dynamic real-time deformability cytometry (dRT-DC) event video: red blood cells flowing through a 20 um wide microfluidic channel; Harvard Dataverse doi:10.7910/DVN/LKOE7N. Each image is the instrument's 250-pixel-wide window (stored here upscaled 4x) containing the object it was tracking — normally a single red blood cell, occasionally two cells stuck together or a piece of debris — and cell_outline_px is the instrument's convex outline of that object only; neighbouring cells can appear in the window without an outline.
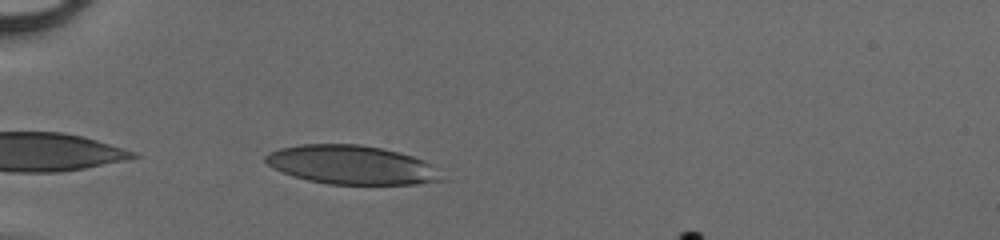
{"species": "human", "species_latin": "Homo sapiens", "temperature_condition": "cold", "stored_images_in_passage": 30, "camera_frame_rate_fps": 3000, "um_per_image_px": 0.085, "donor": {"sex": "male"}, "frame": {"image": 1, "passage_image": 2, "time_ms": 0.333, "image_size_px": [1000, 240], "cell_outline_px": [[444, 180], [416, 184], [328, 184], [308, 180], [292, 176], [272, 168], [264, 160], [264, 156], [280, 148], [300, 144], [360, 144], [380, 148], [412, 156], [428, 164]], "centroid_in_image_um": [29.79, 14.01], "position_along_channel_um": 55.2, "area_um2": 39.3}}
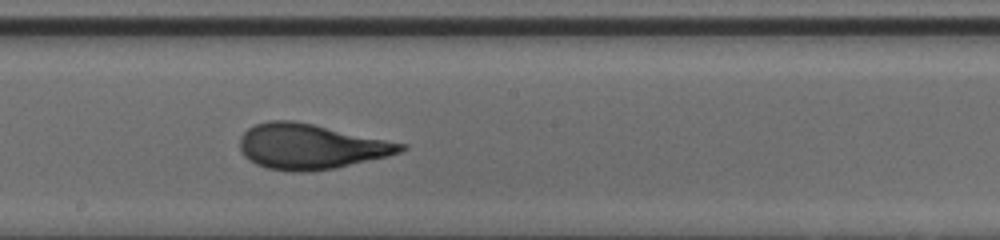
{"frame": {"image": 2, "passage_image": 15, "time_ms": 4.667, "image_size_px": [1000, 240], "cell_outline_px": [[408, 148], [400, 152], [388, 156], [336, 168], [304, 172], [300, 172], [268, 168], [256, 164], [248, 160], [244, 156], [240, 148], [240, 136], [248, 128], [256, 124], [268, 120], [292, 120], [312, 124], [408, 144]], "centroid_in_image_um": [26.41, 12.45], "position_along_channel_um": 221.8, "area_um2": 42.31}}
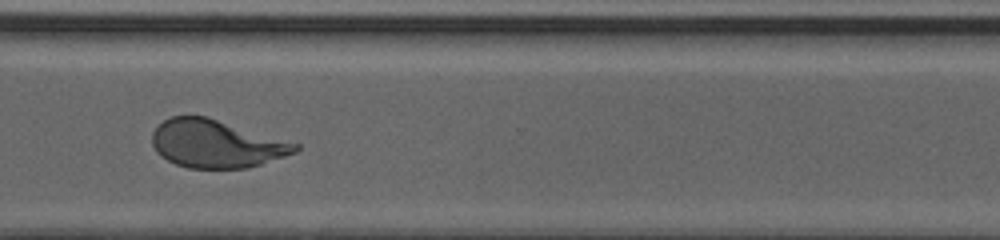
{"frame": {"image": 3, "passage_image": 24, "time_ms": 7.667, "image_size_px": [1000, 240], "cell_outline_px": [[300, 148], [296, 152], [248, 168], [188, 168], [176, 164], [160, 156], [156, 152], [152, 144], [152, 132], [164, 120], [172, 116], [204, 116], [300, 144]], "centroid_in_image_um": [18.36, 12.23], "position_along_channel_um": 352.2, "area_um2": 39.54}}